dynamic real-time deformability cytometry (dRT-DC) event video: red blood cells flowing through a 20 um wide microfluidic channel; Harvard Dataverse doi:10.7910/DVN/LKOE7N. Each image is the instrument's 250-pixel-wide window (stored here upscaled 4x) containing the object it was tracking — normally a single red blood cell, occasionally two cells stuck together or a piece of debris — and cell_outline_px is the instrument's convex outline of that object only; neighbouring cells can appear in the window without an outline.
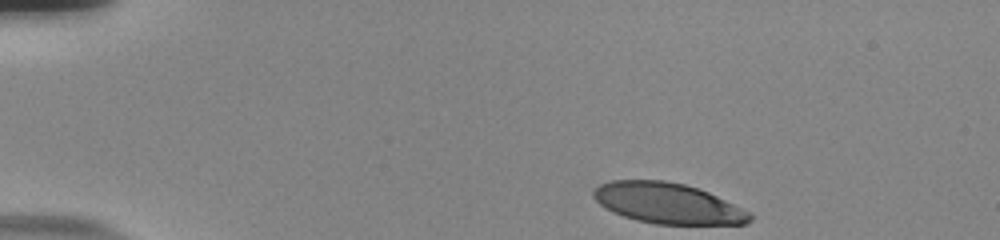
{"species": "human", "species_latin": "Homo sapiens", "temperature_condition": "room temperature", "stored_images_in_passage": 21, "camera_frame_rate_fps": 3000, "um_per_image_px": 0.085, "donor": {"sex": "male"}, "frame": {"image": 1, "passage_image": 1, "time_ms": 0.0, "image_size_px": [1000, 240], "cell_outline_px": [[752, 220], [748, 224], [656, 224], [636, 220], [612, 212], [604, 208], [592, 196], [592, 192], [600, 184], [612, 180], [664, 180], [684, 184], [708, 192], [748, 212], [752, 216]], "centroid_in_image_um": [56.72, 17.28], "position_along_channel_um": 28.3, "area_um2": 36.76}}
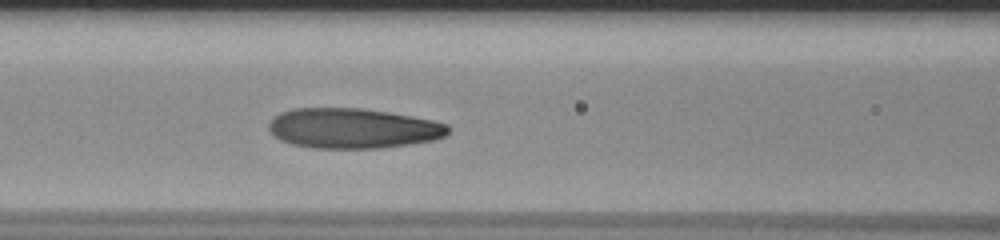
{"frame": {"image": 2, "passage_image": 17, "time_ms": 5.333, "image_size_px": [1000, 240], "cell_outline_px": [[452, 128], [444, 136], [432, 140], [408, 144], [380, 148], [312, 148], [292, 144], [280, 140], [268, 128], [268, 124], [280, 112], [292, 108], [364, 108], [412, 116], [432, 120], [448, 124]], "centroid_in_image_um": [30.0, 10.9], "position_along_channel_um": 136.6, "area_um2": 41.91}}
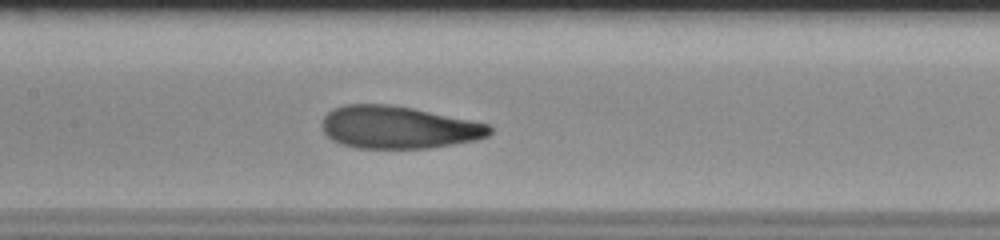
{"frame": {"image": 3, "passage_image": 20, "time_ms": 6.333, "image_size_px": [1000, 240], "cell_outline_px": [[492, 132], [488, 136], [476, 140], [428, 148], [356, 148], [340, 144], [332, 140], [324, 132], [320, 124], [324, 116], [332, 108], [344, 104], [388, 104], [412, 108], [488, 124], [492, 128]], "centroid_in_image_um": [33.8, 10.82], "position_along_channel_um": 173.6, "area_um2": 41.5}}